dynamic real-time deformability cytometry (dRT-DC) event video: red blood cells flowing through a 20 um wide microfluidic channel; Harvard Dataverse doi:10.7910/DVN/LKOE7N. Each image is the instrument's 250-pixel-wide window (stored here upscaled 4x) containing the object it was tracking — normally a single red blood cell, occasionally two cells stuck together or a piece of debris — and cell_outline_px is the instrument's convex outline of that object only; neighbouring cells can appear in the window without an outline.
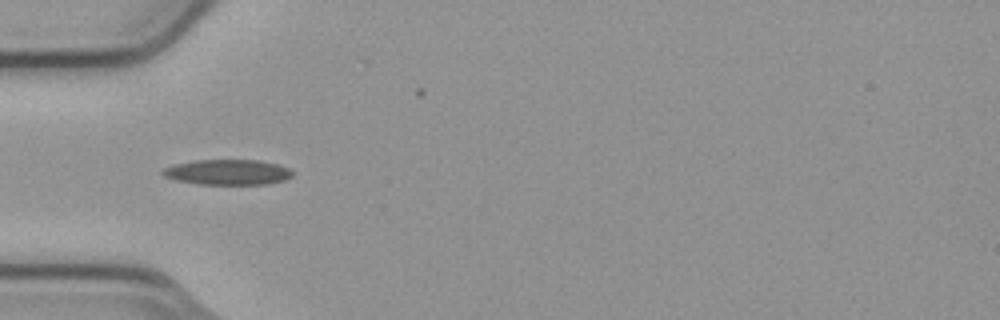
{"species": "common noctule bat (a hibernating species)", "species_latin": "Nyctalus noctula", "temperature_condition": "cold", "stored_images_in_passage": 7, "camera_frame_rate_fps": 3000, "um_per_image_px": 0.085, "animal": {"sex": "male", "body_mass_g": 23.1, "forearm_length_mm": 52.7}, "frame": {"image": 1, "passage_image": 3, "time_ms": 0.667, "image_size_px": [1000, 320], "cell_outline_px": [[292, 176], [284, 180], [268, 184], [200, 184], [176, 180], [164, 176], [160, 172], [164, 168], [176, 164], [196, 160], [260, 160], [280, 164], [292, 168]], "centroid_in_image_um": [19.4, 14.63], "position_along_channel_um": 65.6, "area_um2": 19.25}}
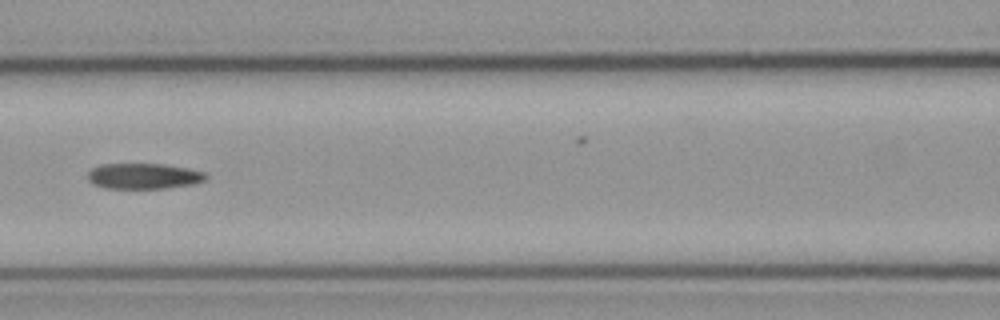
{"frame": {"image": 2, "passage_image": 5, "time_ms": 1.333, "image_size_px": [1000, 320], "cell_outline_px": [[208, 176], [204, 180], [192, 184], [164, 188], [104, 188], [92, 184], [88, 180], [88, 172], [92, 168], [100, 164], [164, 164], [188, 168], [204, 172]], "centroid_in_image_um": [12.18, 14.96], "position_along_channel_um": 154.4, "area_um2": 17.63}}
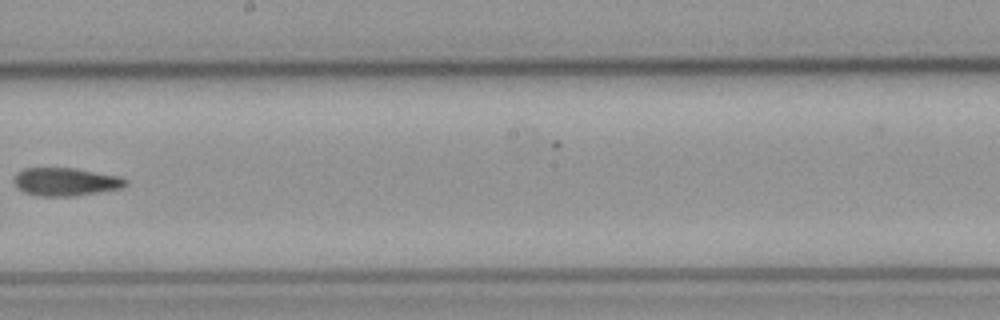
{"frame": {"image": 3, "passage_image": 7, "time_ms": 2.0, "image_size_px": [1000, 320], "cell_outline_px": [[128, 184], [120, 188], [72, 196], [40, 196], [24, 192], [16, 188], [12, 180], [16, 172], [24, 168], [72, 168], [120, 176], [128, 180]], "centroid_in_image_um": [5.52, 15.44], "position_along_channel_um": 242.7, "area_um2": 18.26}}